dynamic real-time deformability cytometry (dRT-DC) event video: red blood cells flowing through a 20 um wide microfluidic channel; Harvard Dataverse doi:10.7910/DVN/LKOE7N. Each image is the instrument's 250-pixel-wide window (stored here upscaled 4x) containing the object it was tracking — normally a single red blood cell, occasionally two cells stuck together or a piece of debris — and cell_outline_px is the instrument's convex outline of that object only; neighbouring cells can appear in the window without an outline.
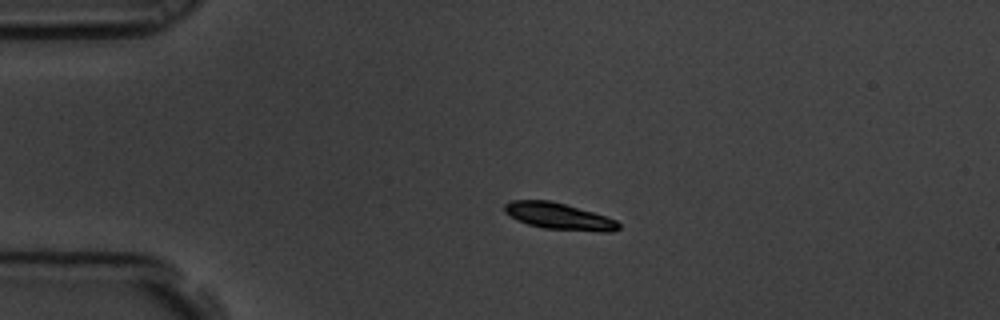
{"species": "common noctule bat (a hibernating species)", "species_latin": "Nyctalus noctula", "temperature_condition": "room temperature", "stored_images_in_passage": 4, "camera_frame_rate_fps": 3000, "um_per_image_px": 0.085, "animal": {"sex": "male", "body_mass_g": 19.5, "forearm_length_mm": 54.6}, "frame": {"image": 1, "passage_image": 3, "time_ms": 0.667, "image_size_px": [1000, 320], "cell_outline_px": [[620, 228], [612, 232], [600, 232], [544, 228], [528, 224], [516, 220], [504, 212], [504, 204], [512, 200], [548, 200], [564, 204], [592, 212], [616, 220], [620, 224]], "centroid_in_image_um": [47.49, 18.39], "position_along_channel_um": 37.5, "area_um2": 17.57}}